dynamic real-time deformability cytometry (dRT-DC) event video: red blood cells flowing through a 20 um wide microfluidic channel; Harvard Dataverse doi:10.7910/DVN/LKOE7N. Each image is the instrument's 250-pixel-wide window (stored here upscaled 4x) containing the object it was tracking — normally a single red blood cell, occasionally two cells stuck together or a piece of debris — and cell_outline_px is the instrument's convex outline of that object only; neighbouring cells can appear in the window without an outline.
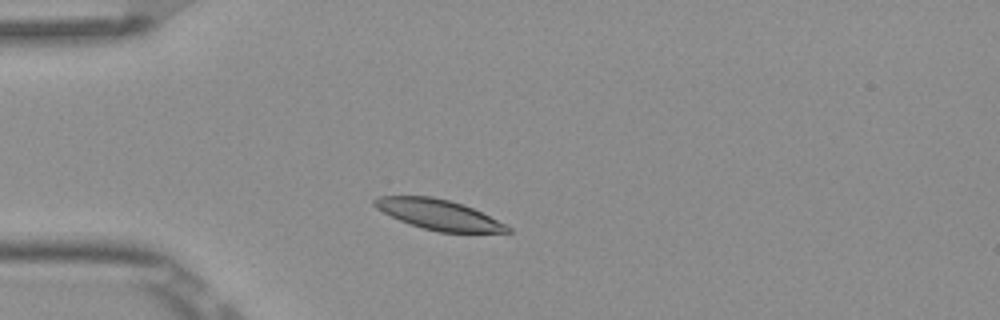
{"species": "Egyptian fruit bat (a non-hibernating species)", "species_latin": "Rousettus aegyptiacus", "temperature_condition": "room temperature", "stored_images_in_passage": 7, "camera_frame_rate_fps": 3000, "um_per_image_px": 0.085, "frame": {"image": 1, "passage_image": 3, "time_ms": 0.667, "image_size_px": [1000, 320], "cell_outline_px": [[512, 232], [440, 232], [424, 228], [400, 220], [376, 208], [372, 204], [372, 200], [376, 196], [432, 196], [464, 204], [512, 228]], "centroid_in_image_um": [37.25, 18.22], "position_along_channel_um": 47.8, "area_um2": 23.0}}
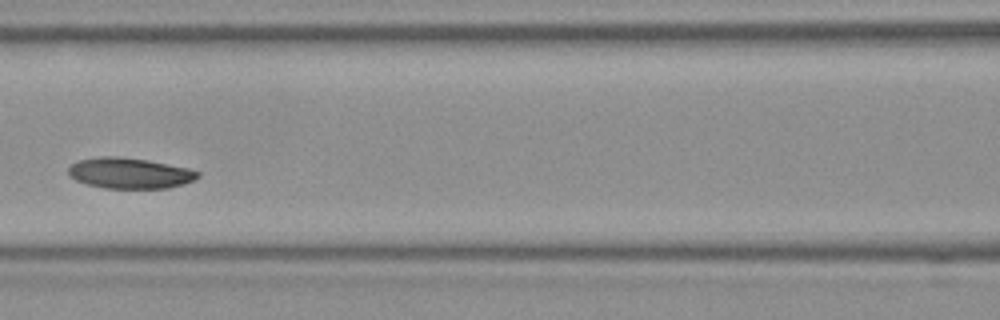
{"frame": {"image": 2, "passage_image": 6, "time_ms": 1.667, "image_size_px": [1000, 320], "cell_outline_px": [[200, 176], [184, 184], [168, 188], [104, 188], [88, 184], [76, 180], [68, 176], [68, 168], [72, 164], [80, 160], [100, 156], [116, 156], [148, 160], [188, 168], [200, 172]], "centroid_in_image_um": [11.02, 14.72], "position_along_channel_um": 155.6, "area_um2": 23.12}}
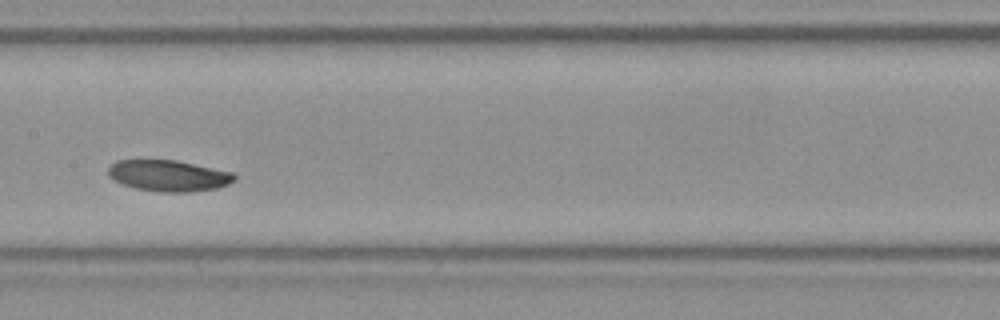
{"frame": {"image": 3, "passage_image": 7, "time_ms": 2.0, "image_size_px": [1000, 320], "cell_outline_px": [[236, 180], [228, 184], [216, 188], [188, 192], [160, 192], [136, 188], [112, 180], [108, 176], [108, 168], [116, 160], [176, 160], [232, 172], [236, 176]], "centroid_in_image_um": [14.31, 14.93], "position_along_channel_um": 193.1, "area_um2": 22.89}}